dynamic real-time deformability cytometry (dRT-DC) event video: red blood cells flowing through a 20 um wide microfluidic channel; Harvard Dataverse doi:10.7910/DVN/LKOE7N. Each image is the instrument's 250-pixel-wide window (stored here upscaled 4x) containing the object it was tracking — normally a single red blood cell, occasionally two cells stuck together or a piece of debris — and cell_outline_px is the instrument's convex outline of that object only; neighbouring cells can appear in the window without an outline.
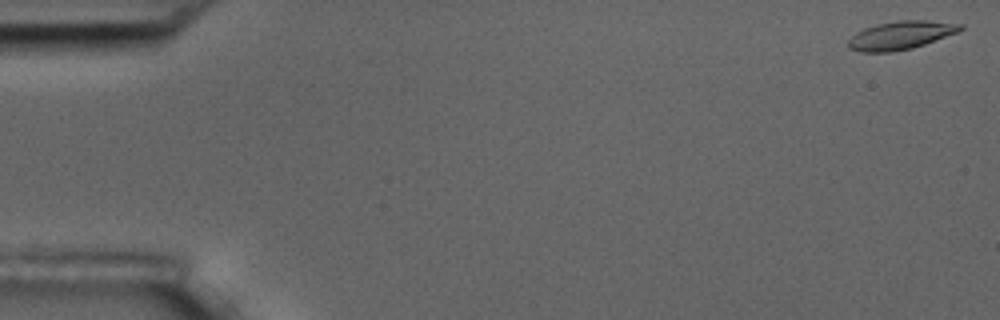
{"species": "common noctule bat (a hibernating species)", "species_latin": "Nyctalus noctula", "temperature_condition": "room temperature", "stored_images_in_passage": 6, "camera_frame_rate_fps": 3000, "um_per_image_px": 0.085, "animal": {"sex": "male", "body_mass_g": 17.5, "forearm_length_mm": 52.3}, "frame": {"image": 1, "passage_image": 1, "time_ms": 0.0, "image_size_px": [1000, 320], "cell_outline_px": [[964, 28], [956, 32], [924, 44], [912, 48], [892, 52], [860, 52], [848, 48], [848, 40], [856, 32], [864, 28], [876, 24], [896, 20], [928, 20], [964, 24]], "centroid_in_image_um": [76.53, 2.99], "position_along_channel_um": 8.5, "area_um2": 18.5}}
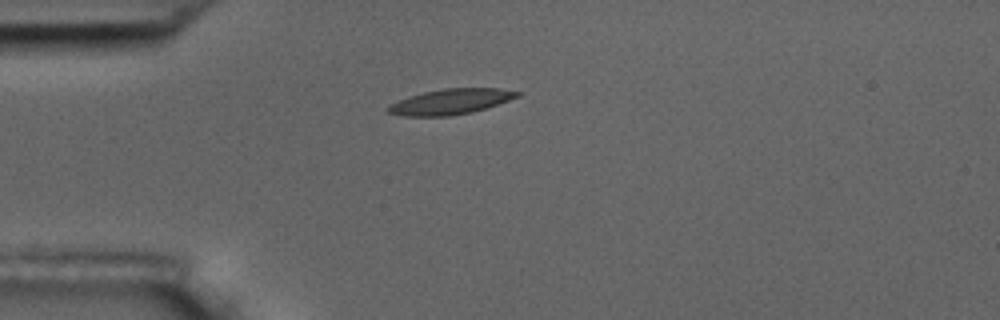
{"frame": {"image": 2, "passage_image": 5, "time_ms": 4.667, "image_size_px": [1000, 320], "cell_outline_px": [[524, 92], [520, 96], [484, 108], [468, 112], [448, 116], [404, 116], [388, 112], [384, 108], [408, 96], [424, 92], [444, 88], [500, 88]], "centroid_in_image_um": [38.31, 8.62], "position_along_channel_um": 46.7, "area_um2": 18.9}}